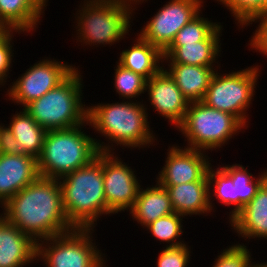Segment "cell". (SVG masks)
Returning <instances> with one entry per match:
<instances>
[{"label": "cell", "instance_id": "obj_19", "mask_svg": "<svg viewBox=\"0 0 267 267\" xmlns=\"http://www.w3.org/2000/svg\"><path fill=\"white\" fill-rule=\"evenodd\" d=\"M168 74L174 79L184 97L191 102L203 101L215 67H203L187 64H168ZM215 70V71H214Z\"/></svg>", "mask_w": 267, "mask_h": 267}, {"label": "cell", "instance_id": "obj_5", "mask_svg": "<svg viewBox=\"0 0 267 267\" xmlns=\"http://www.w3.org/2000/svg\"><path fill=\"white\" fill-rule=\"evenodd\" d=\"M81 78L76 68L57 87L30 102L23 109L46 131L85 126V123H88V106L81 102Z\"/></svg>", "mask_w": 267, "mask_h": 267}, {"label": "cell", "instance_id": "obj_8", "mask_svg": "<svg viewBox=\"0 0 267 267\" xmlns=\"http://www.w3.org/2000/svg\"><path fill=\"white\" fill-rule=\"evenodd\" d=\"M91 231L93 228H74L69 232L43 239L40 243L37 242L36 258L43 259L46 267L106 266L101 250L97 249L91 240Z\"/></svg>", "mask_w": 267, "mask_h": 267}, {"label": "cell", "instance_id": "obj_31", "mask_svg": "<svg viewBox=\"0 0 267 267\" xmlns=\"http://www.w3.org/2000/svg\"><path fill=\"white\" fill-rule=\"evenodd\" d=\"M251 254L244 244L225 248L216 258L212 267H251Z\"/></svg>", "mask_w": 267, "mask_h": 267}, {"label": "cell", "instance_id": "obj_34", "mask_svg": "<svg viewBox=\"0 0 267 267\" xmlns=\"http://www.w3.org/2000/svg\"><path fill=\"white\" fill-rule=\"evenodd\" d=\"M256 20V21H255ZM260 21L255 35L250 40V46L253 50H258L259 53H263L267 56V15L253 19L251 22Z\"/></svg>", "mask_w": 267, "mask_h": 267}, {"label": "cell", "instance_id": "obj_40", "mask_svg": "<svg viewBox=\"0 0 267 267\" xmlns=\"http://www.w3.org/2000/svg\"><path fill=\"white\" fill-rule=\"evenodd\" d=\"M251 267H267V262L264 264V263H260V264H254V262H253V264L251 265Z\"/></svg>", "mask_w": 267, "mask_h": 267}, {"label": "cell", "instance_id": "obj_10", "mask_svg": "<svg viewBox=\"0 0 267 267\" xmlns=\"http://www.w3.org/2000/svg\"><path fill=\"white\" fill-rule=\"evenodd\" d=\"M21 75L7 90L9 98L24 108L62 83L75 69L56 60L42 59Z\"/></svg>", "mask_w": 267, "mask_h": 267}, {"label": "cell", "instance_id": "obj_16", "mask_svg": "<svg viewBox=\"0 0 267 267\" xmlns=\"http://www.w3.org/2000/svg\"><path fill=\"white\" fill-rule=\"evenodd\" d=\"M36 255L37 243L1 214L0 267H23L35 261Z\"/></svg>", "mask_w": 267, "mask_h": 267}, {"label": "cell", "instance_id": "obj_15", "mask_svg": "<svg viewBox=\"0 0 267 267\" xmlns=\"http://www.w3.org/2000/svg\"><path fill=\"white\" fill-rule=\"evenodd\" d=\"M38 177V161L35 157L24 153H0V204L3 206Z\"/></svg>", "mask_w": 267, "mask_h": 267}, {"label": "cell", "instance_id": "obj_7", "mask_svg": "<svg viewBox=\"0 0 267 267\" xmlns=\"http://www.w3.org/2000/svg\"><path fill=\"white\" fill-rule=\"evenodd\" d=\"M244 127L235 116L200 101L189 103L183 123L177 129L187 138L186 148L205 151L222 147Z\"/></svg>", "mask_w": 267, "mask_h": 267}, {"label": "cell", "instance_id": "obj_11", "mask_svg": "<svg viewBox=\"0 0 267 267\" xmlns=\"http://www.w3.org/2000/svg\"><path fill=\"white\" fill-rule=\"evenodd\" d=\"M202 0H170L147 21L139 35L164 52L184 25L200 13Z\"/></svg>", "mask_w": 267, "mask_h": 267}, {"label": "cell", "instance_id": "obj_37", "mask_svg": "<svg viewBox=\"0 0 267 267\" xmlns=\"http://www.w3.org/2000/svg\"><path fill=\"white\" fill-rule=\"evenodd\" d=\"M10 29L6 26V25H4V24H2V23H0V39L9 31Z\"/></svg>", "mask_w": 267, "mask_h": 267}, {"label": "cell", "instance_id": "obj_3", "mask_svg": "<svg viewBox=\"0 0 267 267\" xmlns=\"http://www.w3.org/2000/svg\"><path fill=\"white\" fill-rule=\"evenodd\" d=\"M81 126L47 131L42 153L37 159L39 176L60 179L88 165L99 152L113 151L109 143H100L81 131Z\"/></svg>", "mask_w": 267, "mask_h": 267}, {"label": "cell", "instance_id": "obj_35", "mask_svg": "<svg viewBox=\"0 0 267 267\" xmlns=\"http://www.w3.org/2000/svg\"><path fill=\"white\" fill-rule=\"evenodd\" d=\"M5 125H0V153L19 155L21 154V145L16 141L15 137L8 129L4 127Z\"/></svg>", "mask_w": 267, "mask_h": 267}, {"label": "cell", "instance_id": "obj_32", "mask_svg": "<svg viewBox=\"0 0 267 267\" xmlns=\"http://www.w3.org/2000/svg\"><path fill=\"white\" fill-rule=\"evenodd\" d=\"M160 252L157 267H187L190 259L188 245L167 247Z\"/></svg>", "mask_w": 267, "mask_h": 267}, {"label": "cell", "instance_id": "obj_12", "mask_svg": "<svg viewBox=\"0 0 267 267\" xmlns=\"http://www.w3.org/2000/svg\"><path fill=\"white\" fill-rule=\"evenodd\" d=\"M102 172L108 214L132 209L140 191V182L125 162L102 152Z\"/></svg>", "mask_w": 267, "mask_h": 267}, {"label": "cell", "instance_id": "obj_30", "mask_svg": "<svg viewBox=\"0 0 267 267\" xmlns=\"http://www.w3.org/2000/svg\"><path fill=\"white\" fill-rule=\"evenodd\" d=\"M227 7L240 26H248L255 18L261 17V0H217ZM248 24V25H247Z\"/></svg>", "mask_w": 267, "mask_h": 267}, {"label": "cell", "instance_id": "obj_29", "mask_svg": "<svg viewBox=\"0 0 267 267\" xmlns=\"http://www.w3.org/2000/svg\"><path fill=\"white\" fill-rule=\"evenodd\" d=\"M115 70L114 87L120 97L127 100L130 98H137L140 94H144L147 85V79L140 74L124 68L118 62Z\"/></svg>", "mask_w": 267, "mask_h": 267}, {"label": "cell", "instance_id": "obj_39", "mask_svg": "<svg viewBox=\"0 0 267 267\" xmlns=\"http://www.w3.org/2000/svg\"><path fill=\"white\" fill-rule=\"evenodd\" d=\"M113 1H119V2H124V3H127V4H129L130 3V5H134V3L135 4H138V3H140L141 1L143 2V1H145V0H113ZM132 1V2H131ZM147 1V0H146ZM138 2V3H137Z\"/></svg>", "mask_w": 267, "mask_h": 267}, {"label": "cell", "instance_id": "obj_27", "mask_svg": "<svg viewBox=\"0 0 267 267\" xmlns=\"http://www.w3.org/2000/svg\"><path fill=\"white\" fill-rule=\"evenodd\" d=\"M216 170L212 169V165L208 168L209 192H211L212 187L214 188V194L209 193L210 208L213 210L212 196H215L219 202L226 206L234 205L229 217L231 221L238 214V197H235V186L232 178L221 167L218 166Z\"/></svg>", "mask_w": 267, "mask_h": 267}, {"label": "cell", "instance_id": "obj_36", "mask_svg": "<svg viewBox=\"0 0 267 267\" xmlns=\"http://www.w3.org/2000/svg\"><path fill=\"white\" fill-rule=\"evenodd\" d=\"M267 15V0H261V16Z\"/></svg>", "mask_w": 267, "mask_h": 267}, {"label": "cell", "instance_id": "obj_28", "mask_svg": "<svg viewBox=\"0 0 267 267\" xmlns=\"http://www.w3.org/2000/svg\"><path fill=\"white\" fill-rule=\"evenodd\" d=\"M182 215L178 213H171L164 217H160L154 222L146 226L150 230L153 237L159 241L169 243L167 247H174L179 245H186L183 241H177L182 235Z\"/></svg>", "mask_w": 267, "mask_h": 267}, {"label": "cell", "instance_id": "obj_38", "mask_svg": "<svg viewBox=\"0 0 267 267\" xmlns=\"http://www.w3.org/2000/svg\"><path fill=\"white\" fill-rule=\"evenodd\" d=\"M261 187L267 192V170L263 172V181Z\"/></svg>", "mask_w": 267, "mask_h": 267}, {"label": "cell", "instance_id": "obj_2", "mask_svg": "<svg viewBox=\"0 0 267 267\" xmlns=\"http://www.w3.org/2000/svg\"><path fill=\"white\" fill-rule=\"evenodd\" d=\"M63 207L74 228H93L99 216L108 214L106 204L102 152L88 165L61 177Z\"/></svg>", "mask_w": 267, "mask_h": 267}, {"label": "cell", "instance_id": "obj_25", "mask_svg": "<svg viewBox=\"0 0 267 267\" xmlns=\"http://www.w3.org/2000/svg\"><path fill=\"white\" fill-rule=\"evenodd\" d=\"M207 18L201 17L200 13L177 32L170 46H183V43L198 41H221L222 26Z\"/></svg>", "mask_w": 267, "mask_h": 267}, {"label": "cell", "instance_id": "obj_18", "mask_svg": "<svg viewBox=\"0 0 267 267\" xmlns=\"http://www.w3.org/2000/svg\"><path fill=\"white\" fill-rule=\"evenodd\" d=\"M230 223L243 238L267 239V192L261 187Z\"/></svg>", "mask_w": 267, "mask_h": 267}, {"label": "cell", "instance_id": "obj_23", "mask_svg": "<svg viewBox=\"0 0 267 267\" xmlns=\"http://www.w3.org/2000/svg\"><path fill=\"white\" fill-rule=\"evenodd\" d=\"M219 43L220 41H198L183 43V46H169L163 52V62L167 60L170 64L213 67L216 57L220 56L221 43L220 45Z\"/></svg>", "mask_w": 267, "mask_h": 267}, {"label": "cell", "instance_id": "obj_6", "mask_svg": "<svg viewBox=\"0 0 267 267\" xmlns=\"http://www.w3.org/2000/svg\"><path fill=\"white\" fill-rule=\"evenodd\" d=\"M85 1L76 15L79 41L91 46L98 43L105 46L125 38L135 10L132 5L113 0Z\"/></svg>", "mask_w": 267, "mask_h": 267}, {"label": "cell", "instance_id": "obj_1", "mask_svg": "<svg viewBox=\"0 0 267 267\" xmlns=\"http://www.w3.org/2000/svg\"><path fill=\"white\" fill-rule=\"evenodd\" d=\"M4 218L36 243L69 232L58 179L39 176L3 206Z\"/></svg>", "mask_w": 267, "mask_h": 267}, {"label": "cell", "instance_id": "obj_22", "mask_svg": "<svg viewBox=\"0 0 267 267\" xmlns=\"http://www.w3.org/2000/svg\"><path fill=\"white\" fill-rule=\"evenodd\" d=\"M136 39L130 49L120 53L118 63L150 80L163 69L160 67V61L163 62V52L140 35Z\"/></svg>", "mask_w": 267, "mask_h": 267}, {"label": "cell", "instance_id": "obj_26", "mask_svg": "<svg viewBox=\"0 0 267 267\" xmlns=\"http://www.w3.org/2000/svg\"><path fill=\"white\" fill-rule=\"evenodd\" d=\"M221 168L232 178L235 186V197H238L239 213L261 188L263 173L256 178L240 164L225 165Z\"/></svg>", "mask_w": 267, "mask_h": 267}, {"label": "cell", "instance_id": "obj_4", "mask_svg": "<svg viewBox=\"0 0 267 267\" xmlns=\"http://www.w3.org/2000/svg\"><path fill=\"white\" fill-rule=\"evenodd\" d=\"M144 104L134 101L98 104L88 107L87 125H91L111 143L123 147H146L155 142ZM150 144V145H149Z\"/></svg>", "mask_w": 267, "mask_h": 267}, {"label": "cell", "instance_id": "obj_14", "mask_svg": "<svg viewBox=\"0 0 267 267\" xmlns=\"http://www.w3.org/2000/svg\"><path fill=\"white\" fill-rule=\"evenodd\" d=\"M145 91L148 92L150 105L158 114L167 118L176 128L183 123L189 102L164 68L147 80Z\"/></svg>", "mask_w": 267, "mask_h": 267}, {"label": "cell", "instance_id": "obj_13", "mask_svg": "<svg viewBox=\"0 0 267 267\" xmlns=\"http://www.w3.org/2000/svg\"><path fill=\"white\" fill-rule=\"evenodd\" d=\"M163 170L159 172L157 182L162 186H174L200 181L207 173L211 163L204 151L179 146L167 150Z\"/></svg>", "mask_w": 267, "mask_h": 267}, {"label": "cell", "instance_id": "obj_9", "mask_svg": "<svg viewBox=\"0 0 267 267\" xmlns=\"http://www.w3.org/2000/svg\"><path fill=\"white\" fill-rule=\"evenodd\" d=\"M258 70L257 66H253L223 75L216 71L202 102L235 116L246 127V111L252 103L255 85L260 76Z\"/></svg>", "mask_w": 267, "mask_h": 267}, {"label": "cell", "instance_id": "obj_21", "mask_svg": "<svg viewBox=\"0 0 267 267\" xmlns=\"http://www.w3.org/2000/svg\"><path fill=\"white\" fill-rule=\"evenodd\" d=\"M174 213L171 199L164 186L157 182L155 186L140 188L135 203L130 210L132 218L146 227L150 223Z\"/></svg>", "mask_w": 267, "mask_h": 267}, {"label": "cell", "instance_id": "obj_24", "mask_svg": "<svg viewBox=\"0 0 267 267\" xmlns=\"http://www.w3.org/2000/svg\"><path fill=\"white\" fill-rule=\"evenodd\" d=\"M13 115L8 129L21 145V153L38 159L43 150L47 131L41 127L24 109Z\"/></svg>", "mask_w": 267, "mask_h": 267}, {"label": "cell", "instance_id": "obj_33", "mask_svg": "<svg viewBox=\"0 0 267 267\" xmlns=\"http://www.w3.org/2000/svg\"><path fill=\"white\" fill-rule=\"evenodd\" d=\"M21 33L23 31L10 29L1 39H0V85H4L9 75L10 65H12V37L14 32ZM8 73V74H7Z\"/></svg>", "mask_w": 267, "mask_h": 267}, {"label": "cell", "instance_id": "obj_17", "mask_svg": "<svg viewBox=\"0 0 267 267\" xmlns=\"http://www.w3.org/2000/svg\"><path fill=\"white\" fill-rule=\"evenodd\" d=\"M164 187L175 213L185 217L211 212L208 173L200 181Z\"/></svg>", "mask_w": 267, "mask_h": 267}, {"label": "cell", "instance_id": "obj_20", "mask_svg": "<svg viewBox=\"0 0 267 267\" xmlns=\"http://www.w3.org/2000/svg\"><path fill=\"white\" fill-rule=\"evenodd\" d=\"M48 0H0V23L9 29L30 32L37 27Z\"/></svg>", "mask_w": 267, "mask_h": 267}]
</instances>
